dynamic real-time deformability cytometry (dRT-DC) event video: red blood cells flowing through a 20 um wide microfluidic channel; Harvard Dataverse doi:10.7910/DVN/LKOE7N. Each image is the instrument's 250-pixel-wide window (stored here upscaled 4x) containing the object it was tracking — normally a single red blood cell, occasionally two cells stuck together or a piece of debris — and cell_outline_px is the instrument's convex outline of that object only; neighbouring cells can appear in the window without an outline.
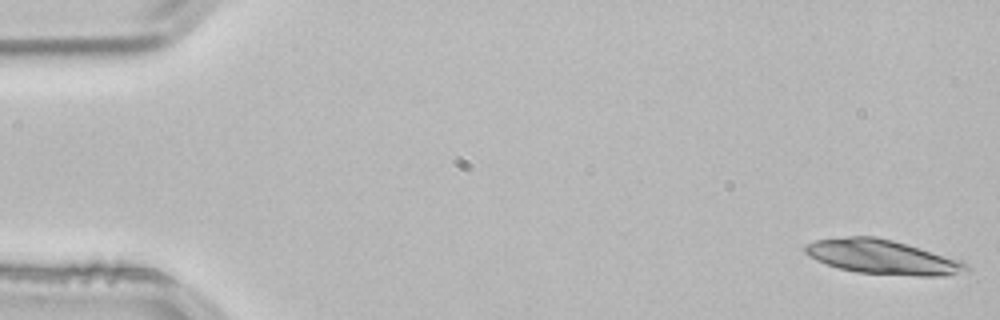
{"species": "common noctule bat (a hibernating species)", "species_latin": "Nyctalus noctula", "temperature_condition": "room temperature", "stored_images_in_passage": 19, "camera_frame_rate_fps": 3000, "um_per_image_px": 0.085, "animal": {"sex": "male", "body_mass_g": 21.5, "forearm_length_mm": 52.0}, "frame": {"image": 1, "passage_image": 1, "time_ms": 0.0, "image_size_px": [1000, 320], "cell_outline_px": [[972, 268], [968, 272], [944, 276], [916, 276], [856, 272], [840, 268], [816, 260], [808, 256], [804, 252], [804, 244], [816, 240], [848, 236], [876, 236], [892, 240], [964, 260]], "centroid_in_image_um": [75.07, 21.85], "position_along_channel_um": 9.9, "area_um2": 32.6}}